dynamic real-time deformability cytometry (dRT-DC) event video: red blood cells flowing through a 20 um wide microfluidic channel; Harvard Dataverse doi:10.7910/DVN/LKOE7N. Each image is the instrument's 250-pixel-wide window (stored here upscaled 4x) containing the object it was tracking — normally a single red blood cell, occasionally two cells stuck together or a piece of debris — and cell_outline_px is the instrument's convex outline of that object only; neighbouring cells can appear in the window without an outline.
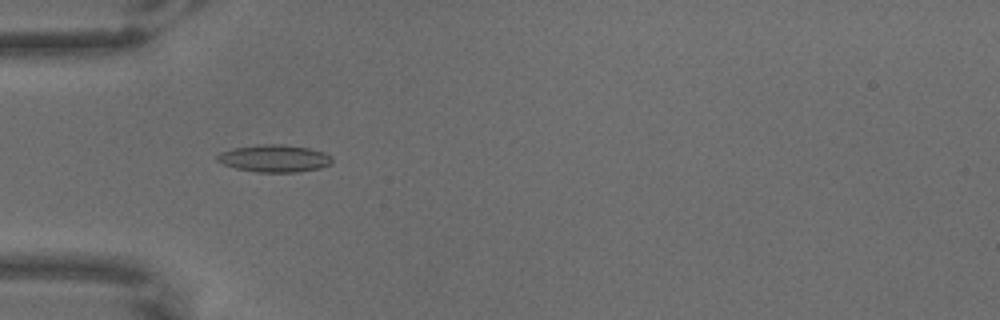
{"species": "common noctule bat (a hibernating species)", "species_latin": "Nyctalus noctula", "temperature_condition": "warm", "stored_images_in_passage": 49, "camera_frame_rate_fps": 3000, "um_per_image_px": 0.085, "animal": {"sex": "male", "body_mass_g": 18.8}, "frame": {"image": 1, "passage_image": 6, "time_ms": 1.667, "image_size_px": [1000, 320], "cell_outline_px": [[332, 160], [328, 164], [320, 168], [296, 172], [256, 172], [236, 168], [224, 164], [216, 160], [216, 156], [220, 152], [232, 148], [260, 144], [284, 144], [308, 148], [324, 152], [332, 156]], "centroid_in_image_um": [23.3, 13.45], "position_along_channel_um": 61.7, "area_um2": 18.26}}
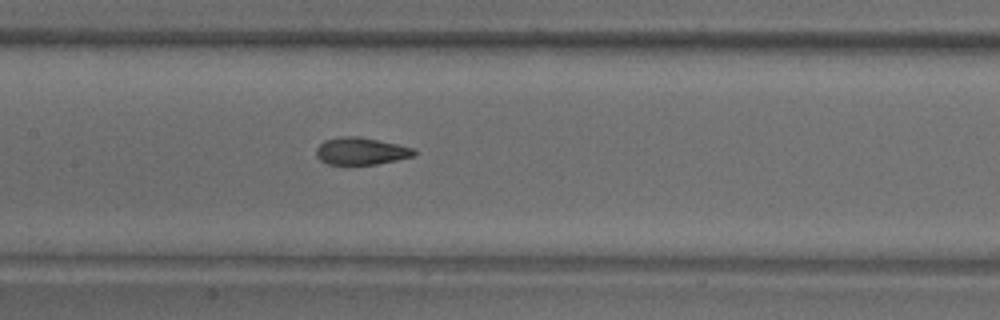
{"frame": {"image": 2, "passage_image": 17, "time_ms": 5.333, "image_size_px": [1000, 320], "cell_outline_px": [[416, 152], [412, 156], [396, 160], [376, 164], [328, 164], [320, 160], [316, 156], [316, 148], [324, 140], [340, 136], [360, 136], [396, 144], [412, 148]], "centroid_in_image_um": [30.63, 12.83], "position_along_channel_um": 176.8, "area_um2": 15.37}}
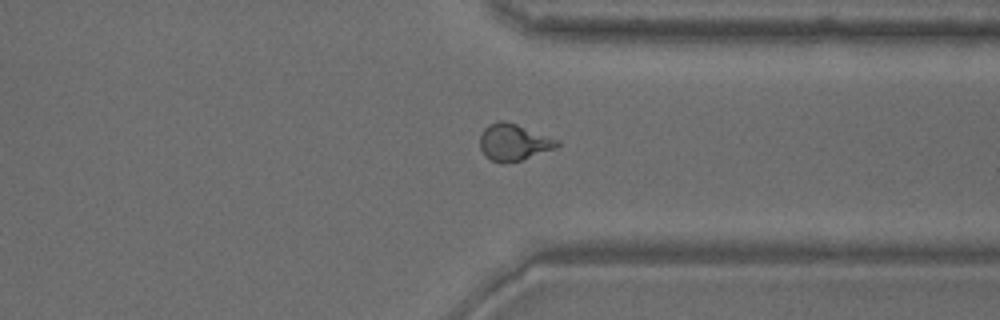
{"frame": {"image": 3, "passage_image": 35, "time_ms": 11.333, "image_size_px": [1000, 320], "cell_outline_px": [[560, 144], [556, 148], [520, 160], [504, 164], [500, 164], [484, 156], [480, 148], [480, 136], [484, 128], [488, 124], [500, 120], [516, 124], [560, 140]], "centroid_in_image_um": [43.64, 12.1], "position_along_channel_um": 367.8, "area_um2": 16.53}}